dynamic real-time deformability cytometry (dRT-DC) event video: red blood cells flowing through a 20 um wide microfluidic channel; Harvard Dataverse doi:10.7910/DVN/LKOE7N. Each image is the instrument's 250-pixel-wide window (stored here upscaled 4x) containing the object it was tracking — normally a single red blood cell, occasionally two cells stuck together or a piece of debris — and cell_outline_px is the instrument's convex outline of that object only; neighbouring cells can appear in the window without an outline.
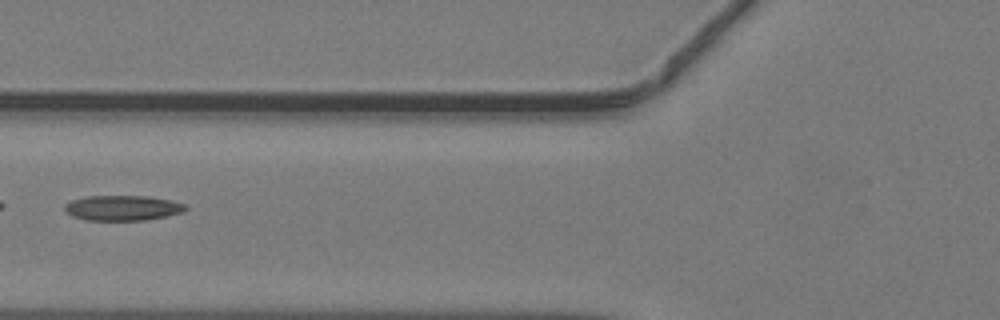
{"species": "common noctule bat (a hibernating species)", "species_latin": "Nyctalus noctula", "temperature_condition": "warm", "stored_images_in_passage": 33, "camera_frame_rate_fps": 3000, "um_per_image_px": 0.085, "animal": {"sex": "male", "body_mass_g": 19.2, "forearm_length_mm": 51.8}, "frame": {"image": 1, "passage_image": 6, "time_ms": 1.667, "image_size_px": [1000, 320], "cell_outline_px": [[188, 208], [184, 212], [144, 220], [88, 220], [72, 216], [64, 212], [64, 204], [72, 200], [88, 196], [148, 196], [168, 200], [184, 204]], "centroid_in_image_um": [10.38, 17.67], "position_along_channel_um": 115.4, "area_um2": 17.63}}